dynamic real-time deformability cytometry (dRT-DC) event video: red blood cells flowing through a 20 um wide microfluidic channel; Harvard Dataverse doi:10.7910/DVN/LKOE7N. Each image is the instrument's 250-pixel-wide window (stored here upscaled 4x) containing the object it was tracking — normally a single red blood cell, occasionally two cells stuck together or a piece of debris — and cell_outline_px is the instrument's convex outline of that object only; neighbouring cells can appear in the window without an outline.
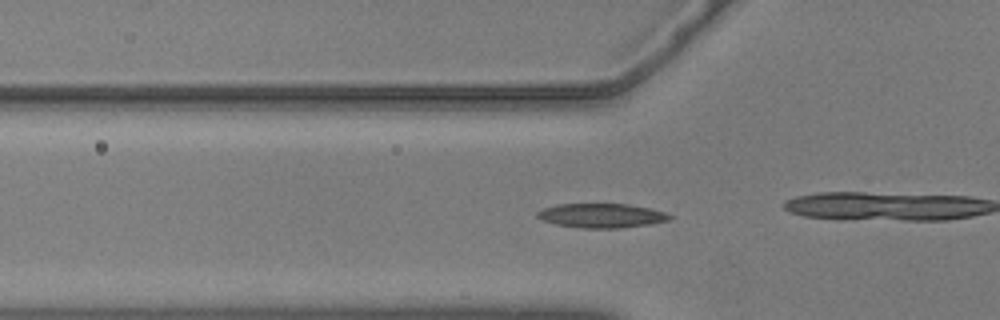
{"species": "common noctule bat (a hibernating species)", "species_latin": "Nyctalus noctula", "temperature_condition": "warm", "stored_images_in_passage": 45, "camera_frame_rate_fps": 3000, "um_per_image_px": 0.085, "animal": {"sex": "male", "body_mass_g": 20.5, "forearm_length_mm": 52.5}, "frame": {"image": 1, "passage_image": 20, "time_ms": 6.333, "image_size_px": [1000, 320], "cell_outline_px": [[672, 220], [648, 224], [620, 228], [584, 228], [556, 224], [544, 220], [536, 216], [536, 212], [544, 208], [560, 204], [628, 204], [652, 208], [664, 212], [672, 216]], "centroid_in_image_um": [51.17, 18.32], "position_along_channel_um": 74.6, "area_um2": 18.61}}